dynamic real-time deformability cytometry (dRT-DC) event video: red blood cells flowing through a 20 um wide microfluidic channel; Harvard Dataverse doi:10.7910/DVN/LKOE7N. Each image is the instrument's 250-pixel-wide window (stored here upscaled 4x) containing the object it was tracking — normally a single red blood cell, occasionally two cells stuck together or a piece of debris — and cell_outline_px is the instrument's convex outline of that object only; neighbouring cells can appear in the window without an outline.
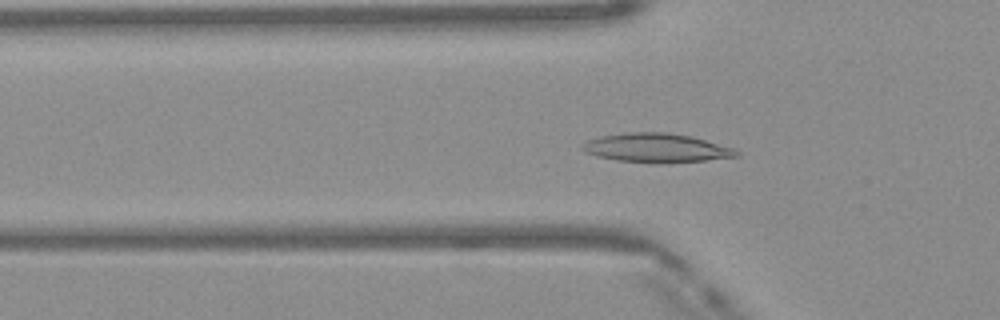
{"species": "Egyptian fruit bat (a non-hibernating species)", "species_latin": "Rousettus aegyptiacus", "temperature_condition": "warm", "stored_images_in_passage": 48, "camera_frame_rate_fps": 3000, "um_per_image_px": 0.085, "frame": {"image": 1, "passage_image": 15, "time_ms": 4.667, "image_size_px": [1000, 320], "cell_outline_px": [[740, 156], [708, 160], [668, 164], [656, 164], [616, 160], [596, 156], [584, 152], [580, 148], [580, 144], [588, 140], [600, 136], [628, 132], [664, 132], [692, 136], [736, 148], [740, 152]], "centroid_in_image_um": [55.82, 12.59], "position_along_channel_um": 70.0, "area_um2": 26.7}}
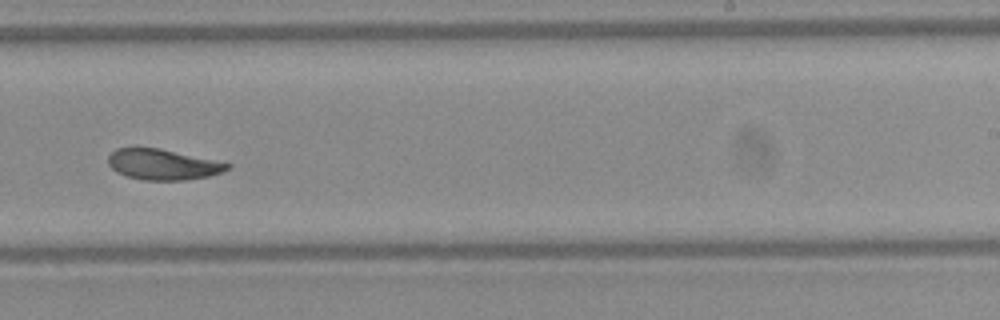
{"frame": {"image": 2, "passage_image": 30, "time_ms": 9.667, "image_size_px": [1000, 320], "cell_outline_px": [[232, 164], [228, 168], [220, 172], [208, 176], [184, 180], [144, 180], [128, 176], [116, 172], [108, 164], [108, 156], [116, 148], [160, 148]], "centroid_in_image_um": [13.8, 13.98], "position_along_channel_um": 275.2, "area_um2": 20.98}}
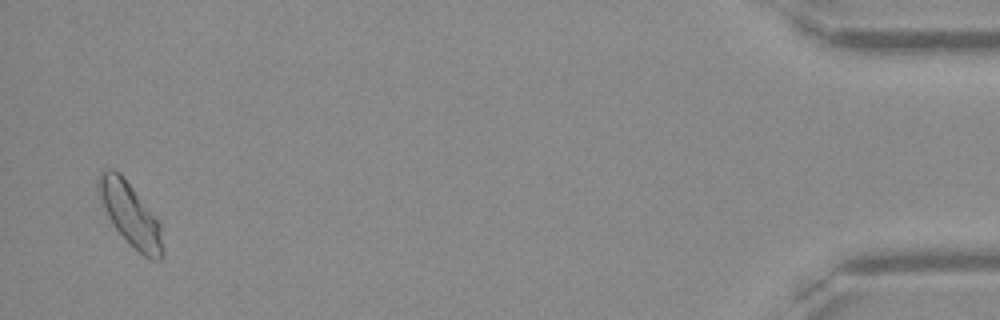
{"frame": {"image": 3, "passage_image": 47, "time_ms": 15.333, "image_size_px": [1000, 320], "cell_outline_px": [[164, 260], [152, 260], [144, 256], [116, 228], [108, 216], [104, 208], [96, 188], [96, 180], [100, 172], [108, 168], [112, 168], [120, 172], [160, 224], [164, 252]], "centroid_in_image_um": [11.06, 18.2], "position_along_channel_um": 424.1, "area_um2": 23.12}, "authors_computed_cell_mechanics": {"area_um2": 22.5131, "velocity_mm_per_s": 4.0945, "shape_relaxation_time_tau1_ms": 5.4143, "shape_relaxation_time_tau2_ms": 3.5117, "deformation_change_tau1": 0.1453, "deformation_change_tau2": 0.0736}}